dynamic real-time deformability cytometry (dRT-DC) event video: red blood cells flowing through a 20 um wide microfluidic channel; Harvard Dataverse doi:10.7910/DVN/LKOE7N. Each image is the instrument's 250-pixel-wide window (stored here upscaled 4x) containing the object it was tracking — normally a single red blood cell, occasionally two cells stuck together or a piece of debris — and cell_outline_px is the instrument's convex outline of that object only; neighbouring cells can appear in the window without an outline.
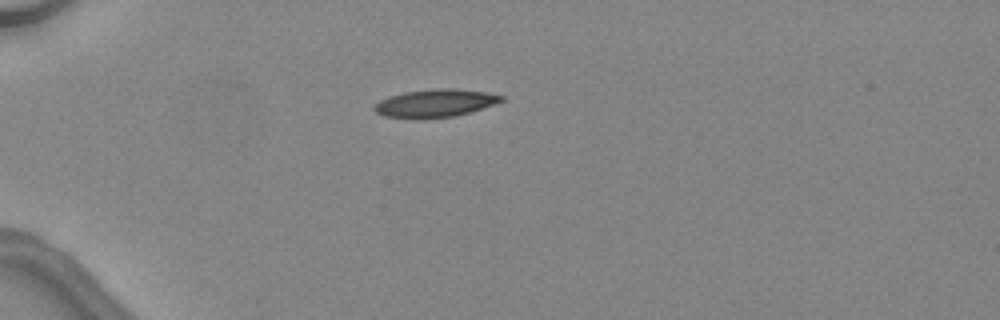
{"species": "common noctule bat (a hibernating species)", "species_latin": "Nyctalus noctula", "temperature_condition": "warm", "stored_images_in_passage": 2, "camera_frame_rate_fps": 3000, "um_per_image_px": 0.085, "animal": {"sex": "female", "body_mass_g": 24.6, "forearm_length_mm": 56.2}, "frame": {"image": 1, "passage_image": 2, "time_ms": 2.333, "image_size_px": [1000, 320], "cell_outline_px": [[504, 100], [496, 104], [456, 116], [424, 120], [420, 120], [384, 116], [376, 112], [372, 108], [380, 100], [388, 96], [404, 92], [436, 88], [452, 88], [484, 92], [504, 96]], "centroid_in_image_um": [36.97, 8.79], "position_along_channel_um": 48.0, "area_um2": 20.98}}